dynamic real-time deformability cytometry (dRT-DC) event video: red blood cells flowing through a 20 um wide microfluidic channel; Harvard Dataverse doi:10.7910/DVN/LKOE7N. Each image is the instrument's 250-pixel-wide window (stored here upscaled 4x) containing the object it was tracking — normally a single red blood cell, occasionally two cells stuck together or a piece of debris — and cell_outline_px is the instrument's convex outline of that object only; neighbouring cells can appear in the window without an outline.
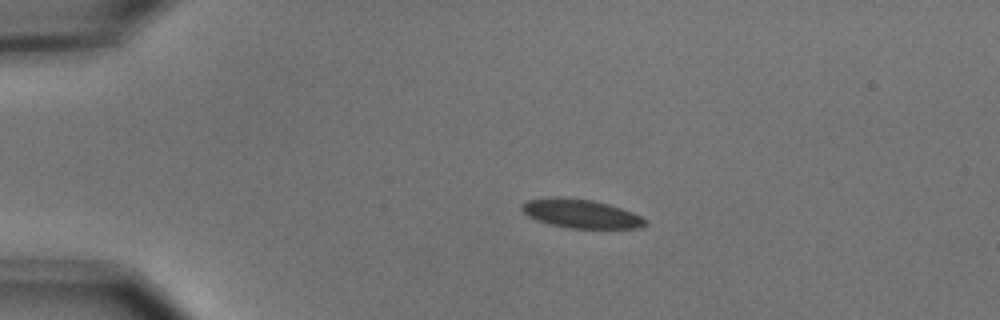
{"species": "common noctule bat (a hibernating species)", "species_latin": "Nyctalus noctula", "temperature_condition": "cold", "stored_images_in_passage": 7, "camera_frame_rate_fps": 3000, "um_per_image_px": 0.085, "animal": {"sex": "male", "body_mass_g": 15.6}, "frame": {"image": 1, "passage_image": 3, "time_ms": 0.667, "image_size_px": [1000, 320], "cell_outline_px": [[648, 224], [640, 228], [568, 228], [548, 224], [536, 220], [528, 216], [520, 208], [520, 204], [528, 200], [592, 200], [608, 204], [632, 212], [648, 220]], "centroid_in_image_um": [49.45, 18.22], "position_along_channel_um": 35.6, "area_um2": 19.88}}
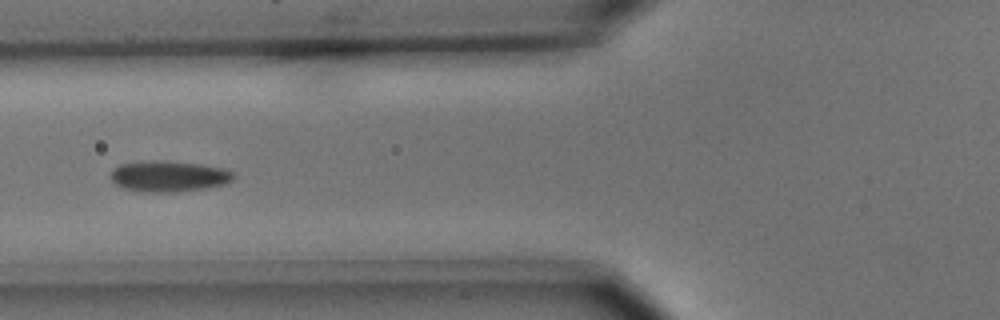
{"frame": {"image": 2, "passage_image": 6, "time_ms": 1.667, "image_size_px": [1000, 320], "cell_outline_px": [[236, 176], [232, 180], [220, 184], [204, 188], [176, 192], [136, 192], [124, 188], [116, 184], [112, 180], [112, 168], [120, 164], [144, 160], [160, 160], [200, 164], [224, 168], [232, 172]], "centroid_in_image_um": [14.3, 14.97], "position_along_channel_um": 111.5, "area_um2": 22.2}}
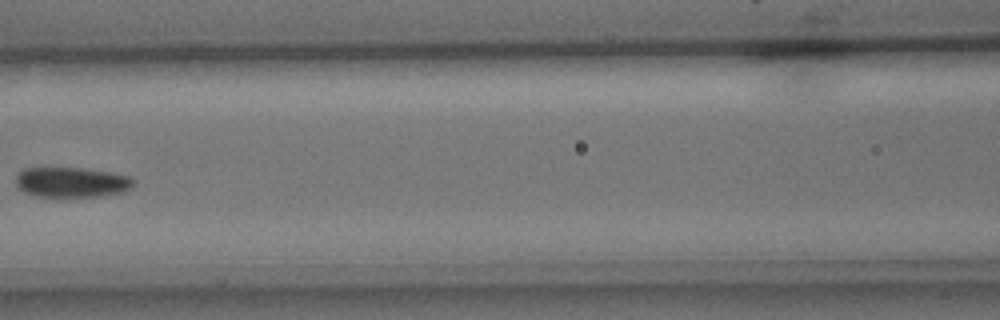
{"frame": {"image": 3, "passage_image": 7, "time_ms": 2.0, "image_size_px": [1000, 320], "cell_outline_px": [[136, 180], [124, 192], [100, 196], [60, 200], [32, 196], [24, 192], [16, 184], [16, 176], [24, 168], [84, 168], [108, 172], [128, 176]], "centroid_in_image_um": [6.04, 15.55], "position_along_channel_um": 160.6, "area_um2": 21.44}}